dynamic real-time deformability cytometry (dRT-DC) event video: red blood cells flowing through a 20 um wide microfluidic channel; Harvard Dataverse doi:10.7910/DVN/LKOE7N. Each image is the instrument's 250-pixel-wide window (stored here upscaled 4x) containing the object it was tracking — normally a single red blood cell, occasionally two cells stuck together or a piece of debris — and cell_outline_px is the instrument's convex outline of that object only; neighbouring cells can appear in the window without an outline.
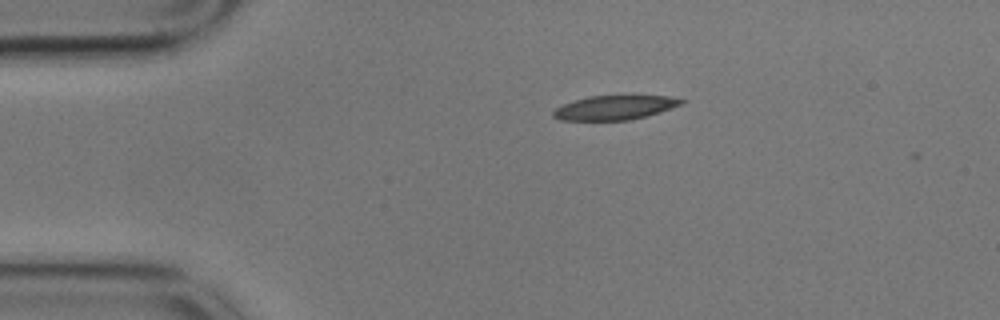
{"species": "common noctule bat (a hibernating species)", "species_latin": "Nyctalus noctula", "temperature_condition": "cold", "stored_images_in_passage": 4, "camera_frame_rate_fps": 3000, "um_per_image_px": 0.085, "animal": {"sex": "male", "body_mass_g": 17.9}, "frame": {"image": 1, "passage_image": 1, "time_ms": 0.0, "image_size_px": [1000, 320], "cell_outline_px": [[688, 100], [684, 104], [648, 116], [628, 120], [560, 120], [552, 116], [552, 112], [556, 108], [564, 104], [588, 96], [668, 96]], "centroid_in_image_um": [52.3, 9.15], "position_along_channel_um": 32.7, "area_um2": 18.09}}